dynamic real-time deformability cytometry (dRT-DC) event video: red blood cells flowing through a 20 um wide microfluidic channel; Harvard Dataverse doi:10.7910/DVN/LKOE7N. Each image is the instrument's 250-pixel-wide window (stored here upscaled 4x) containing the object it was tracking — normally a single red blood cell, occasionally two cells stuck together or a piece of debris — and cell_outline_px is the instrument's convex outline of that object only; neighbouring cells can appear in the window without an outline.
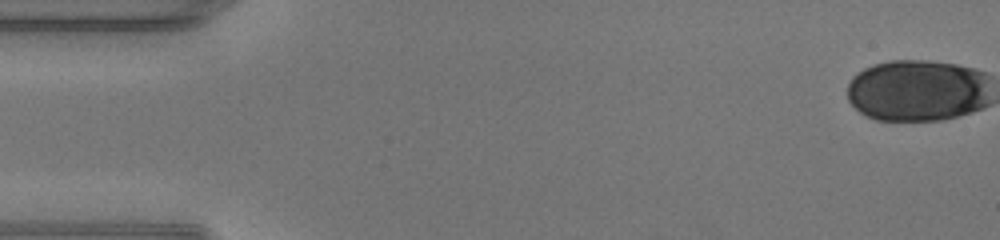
{"species": "human", "species_latin": "Homo sapiens", "temperature_condition": "warm", "stored_images_in_passage": 18, "camera_frame_rate_fps": 3000, "um_per_image_px": 0.085, "donor": {"sex": "male"}, "frame": {"image": 1, "passage_image": 1, "time_ms": 0.0, "image_size_px": [1000, 240], "cell_outline_px": [[984, 104], [976, 108], [952, 116], [928, 120], [884, 120], [872, 116], [864, 112], [848, 96], [848, 88], [852, 80], [860, 72], [868, 68], [880, 64], [952, 64], [968, 68], [976, 72]], "centroid_in_image_um": [77.84, 7.76], "position_along_channel_um": 7.2, "area_um2": 46.36}}
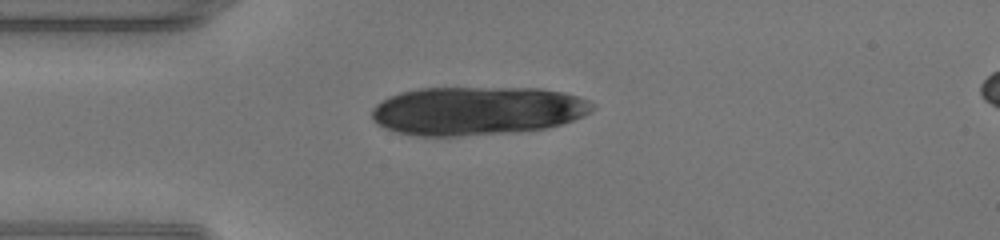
{"frame": {"image": 2, "passage_image": 13, "time_ms": 4.0, "image_size_px": [1000, 240], "cell_outline_px": [[576, 116], [568, 120], [556, 124], [532, 128], [468, 132], [408, 132], [392, 128], [376, 120], [376, 108], [380, 104], [396, 96], [408, 92], [432, 88], [460, 88], [556, 92], [568, 96], [572, 100], [576, 112]], "centroid_in_image_um": [40.29, 9.36], "position_along_channel_um": 44.7, "area_um2": 53.29}}